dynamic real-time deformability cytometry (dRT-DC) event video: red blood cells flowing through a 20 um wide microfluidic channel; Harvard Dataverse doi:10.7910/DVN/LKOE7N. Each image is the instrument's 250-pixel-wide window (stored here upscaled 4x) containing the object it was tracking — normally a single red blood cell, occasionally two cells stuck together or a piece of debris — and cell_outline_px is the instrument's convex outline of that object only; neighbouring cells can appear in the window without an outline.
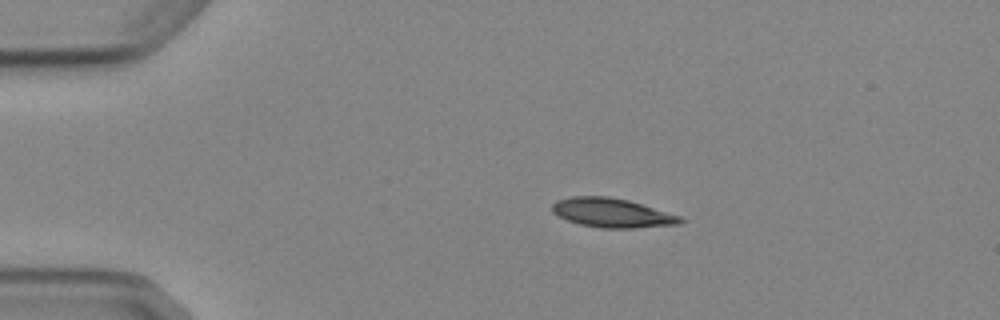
{"species": "Egyptian fruit bat (a non-hibernating species)", "species_latin": "Rousettus aegyptiacus", "temperature_condition": "cold", "stored_images_in_passage": 4, "camera_frame_rate_fps": 3000, "um_per_image_px": 0.085, "animal": {"sex": "female"}, "frame": {"image": 1, "passage_image": 2, "time_ms": 1.333, "image_size_px": [1000, 320], "cell_outline_px": [[684, 220], [680, 224], [632, 228], [600, 228], [580, 224], [568, 220], [552, 212], [552, 204], [556, 200], [572, 196], [608, 196], [628, 200], [680, 216]], "centroid_in_image_um": [52.0, 18.09], "position_along_channel_um": 33.0, "area_um2": 21.62}}
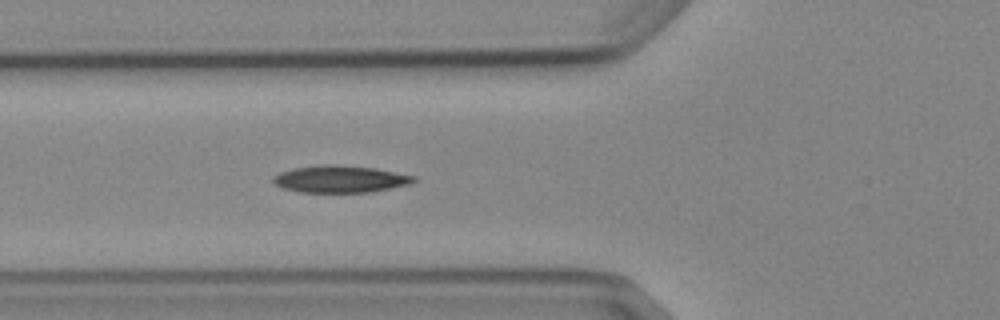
{"frame": {"image": 2, "passage_image": 4, "time_ms": 4.333, "image_size_px": [1000, 320], "cell_outline_px": [[420, 180], [408, 184], [372, 192], [300, 192], [284, 188], [276, 184], [272, 180], [272, 176], [280, 172], [292, 168], [320, 164], [332, 164], [376, 168], [416, 176]], "centroid_in_image_um": [28.93, 15.21], "position_along_channel_um": 96.9, "area_um2": 22.31}}